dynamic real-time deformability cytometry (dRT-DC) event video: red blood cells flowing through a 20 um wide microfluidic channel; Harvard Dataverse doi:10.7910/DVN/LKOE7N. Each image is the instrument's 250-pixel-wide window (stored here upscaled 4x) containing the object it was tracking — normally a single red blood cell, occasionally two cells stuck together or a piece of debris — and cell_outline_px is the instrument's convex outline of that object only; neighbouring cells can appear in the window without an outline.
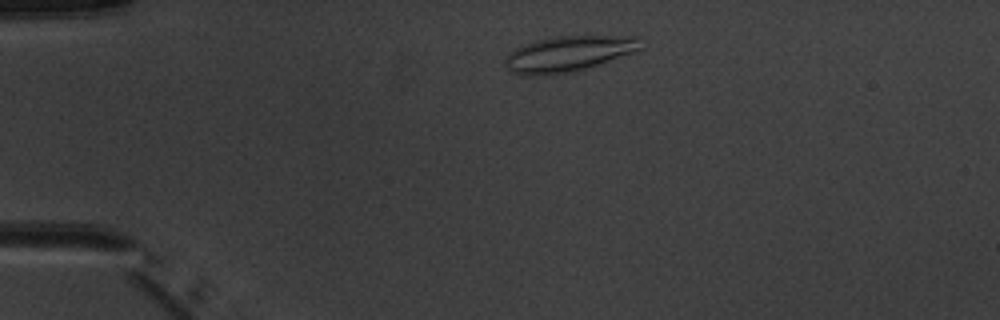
{"species": "common noctule bat (a hibernating species)", "species_latin": "Nyctalus noctula", "temperature_condition": "warm", "stored_images_in_passage": 2, "camera_frame_rate_fps": 3000, "um_per_image_px": 0.085, "animal": {"sex": "male", "body_mass_g": 20.1, "forearm_length_mm": 53.5}, "frame": {"image": 1, "passage_image": 1, "time_ms": 0.0, "image_size_px": [1000, 320], "cell_outline_px": [[644, 48], [640, 52], [584, 68], [568, 72], [544, 76], [524, 76], [512, 72], [504, 64], [504, 60], [508, 52], [516, 48], [536, 40], [556, 36], [640, 36]], "centroid_in_image_um": [48.38, 4.57], "position_along_channel_um": 36.6, "area_um2": 28.55}}